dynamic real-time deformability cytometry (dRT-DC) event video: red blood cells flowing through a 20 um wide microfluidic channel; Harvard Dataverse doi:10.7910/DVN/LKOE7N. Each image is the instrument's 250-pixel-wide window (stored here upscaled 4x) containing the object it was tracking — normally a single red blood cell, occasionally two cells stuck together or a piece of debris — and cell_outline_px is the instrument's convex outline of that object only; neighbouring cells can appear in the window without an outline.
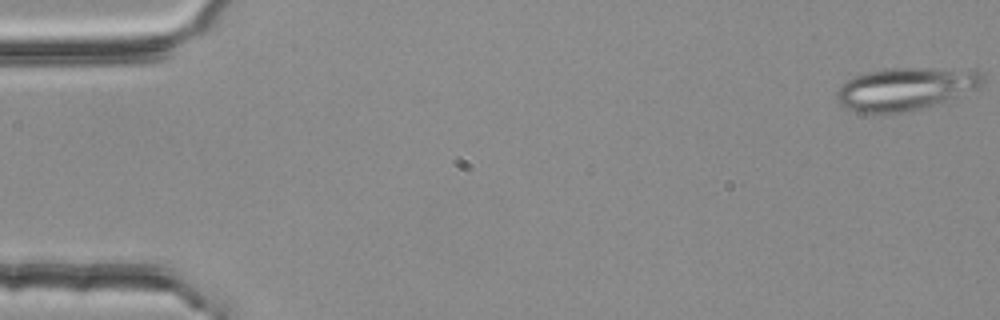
{"species": "common noctule bat (a hibernating species)", "species_latin": "Nyctalus noctula", "temperature_condition": "room temperature", "stored_images_in_passage": 54, "camera_frame_rate_fps": 3000, "um_per_image_px": 0.085, "animal": {"sex": "female", "body_mass_g": 25.1}, "frame": {"image": 1, "passage_image": 1, "time_ms": 0.0, "image_size_px": [1000, 320], "cell_outline_px": [[984, 84], [980, 88], [948, 100], [920, 108], [904, 112], [856, 112], [840, 104], [836, 100], [836, 92], [840, 84], [852, 76], [884, 68], [924, 68], [980, 72], [984, 76]], "centroid_in_image_um": [76.92, 7.54], "position_along_channel_um": 8.1, "area_um2": 36.01}}
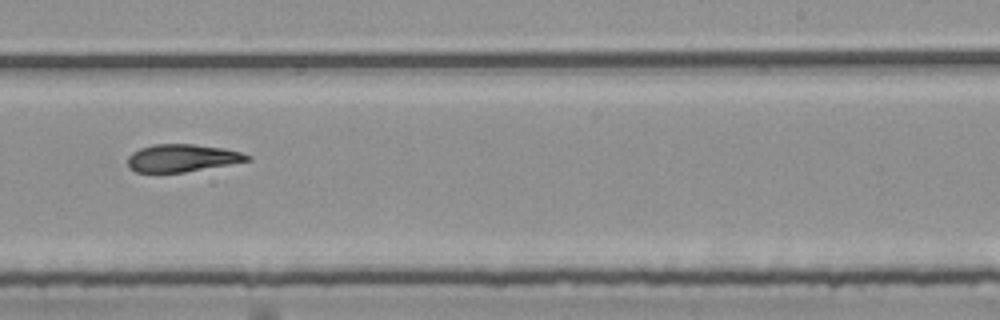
{"frame": {"image": 2, "passage_image": 34, "time_ms": 11.0, "image_size_px": [1000, 320], "cell_outline_px": [[252, 160], [184, 172], [136, 172], [128, 168], [128, 156], [132, 152], [140, 148], [152, 144], [196, 144], [224, 148], [240, 152], [252, 156]], "centroid_in_image_um": [15.47, 13.42], "position_along_channel_um": 273.5, "area_um2": 19.25}}
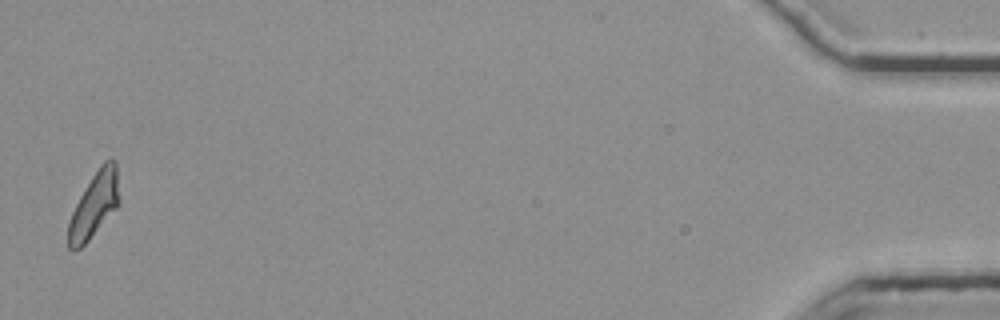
{"frame": {"image": 3, "passage_image": 54, "time_ms": 17.667, "image_size_px": [1000, 320], "cell_outline_px": [[120, 204], [88, 240], [80, 248], [68, 248], [68, 220], [80, 196], [92, 176], [100, 164], [104, 160], [112, 156], [116, 160], [120, 200]], "centroid_in_image_um": [8.04, 17.34], "position_along_channel_um": 427.2, "area_um2": 19.36}, "authors_computed_cell_mechanics": {"area_um2": 20.3745, "velocity_mm_per_s": 3.7557, "shape_relaxation_time_tau1_ms": null, "shape_relaxation_time_tau2_ms": 9.1973, "deformation_change_tau1": null, "deformation_change_tau2": 0.1916}}